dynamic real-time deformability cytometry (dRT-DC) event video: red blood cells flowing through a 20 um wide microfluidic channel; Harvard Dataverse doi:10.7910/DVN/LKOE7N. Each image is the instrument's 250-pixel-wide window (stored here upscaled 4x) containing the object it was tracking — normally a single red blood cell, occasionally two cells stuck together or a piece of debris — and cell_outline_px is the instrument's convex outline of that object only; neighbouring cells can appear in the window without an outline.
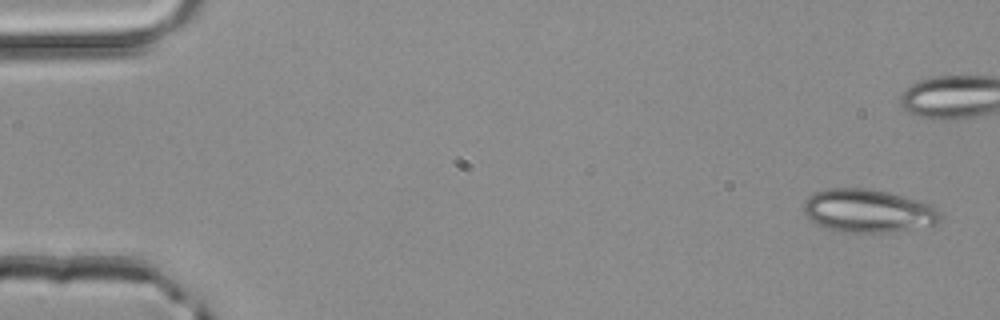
{"species": "common noctule bat (a hibernating species)", "species_latin": "Nyctalus noctula", "temperature_condition": "room temperature", "stored_images_in_passage": 4, "camera_frame_rate_fps": 3000, "um_per_image_px": 0.085, "animal": {"sex": "male", "body_mass_g": 20.4}, "frame": {"image": 1, "passage_image": 1, "time_ms": 0.0, "image_size_px": [1000, 320], "cell_outline_px": [[940, 220], [936, 224], [892, 232], [844, 232], [828, 228], [812, 220], [804, 212], [804, 200], [816, 192], [828, 188], [868, 188], [888, 192], [904, 196], [928, 204], [936, 208], [940, 212]], "centroid_in_image_um": [73.79, 17.91], "position_along_channel_um": 11.2, "area_um2": 33.99}}
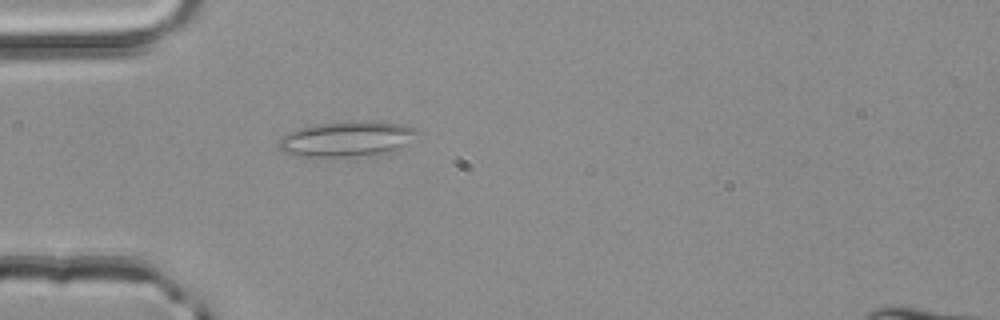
{"frame": {"image": 2, "passage_image": 4, "time_ms": 1.0, "image_size_px": [1000, 320], "cell_outline_px": [[416, 132], [400, 148], [392, 152], [356, 156], [296, 156], [280, 152], [280, 140], [288, 132], [296, 128], [316, 124], [356, 120], [380, 120], [404, 124], [416, 128]], "centroid_in_image_um": [29.46, 11.78], "position_along_channel_um": 55.5, "area_um2": 28.61}}